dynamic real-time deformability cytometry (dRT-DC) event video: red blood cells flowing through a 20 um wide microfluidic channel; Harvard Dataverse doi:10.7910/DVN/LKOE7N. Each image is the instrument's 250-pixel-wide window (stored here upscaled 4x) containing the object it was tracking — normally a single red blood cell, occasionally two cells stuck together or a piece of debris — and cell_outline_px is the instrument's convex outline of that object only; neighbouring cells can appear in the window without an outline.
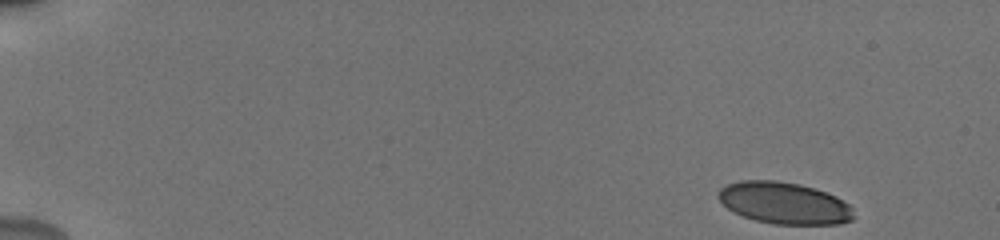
{"species": "human", "species_latin": "Homo sapiens", "temperature_condition": "cold", "stored_images_in_passage": 26, "camera_frame_rate_fps": 3000, "um_per_image_px": 0.085, "donor": {"sex": "male"}, "frame": {"image": 1, "passage_image": 1, "time_ms": 0.0, "image_size_px": [1000, 240], "cell_outline_px": [[856, 216], [852, 220], [840, 224], [772, 224], [756, 220], [744, 216], [728, 208], [720, 200], [716, 192], [720, 188], [728, 184], [740, 180], [776, 180], [800, 184], [836, 196], [848, 204], [852, 208]], "centroid_in_image_um": [66.67, 17.26], "position_along_channel_um": 18.3, "area_um2": 32.89}}
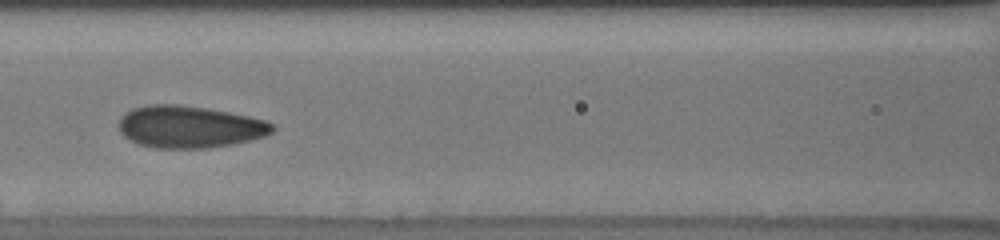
{"frame": {"image": 2, "passage_image": 16, "time_ms": 5.0, "image_size_px": [1000, 240], "cell_outline_px": [[276, 128], [272, 132], [264, 136], [232, 144], [208, 148], [152, 148], [136, 144], [124, 136], [120, 132], [120, 116], [124, 112], [132, 108], [148, 104], [180, 104], [208, 108], [248, 116], [264, 120], [272, 124]], "centroid_in_image_um": [16.06, 10.77], "position_along_channel_um": 150.5, "area_um2": 37.86}}
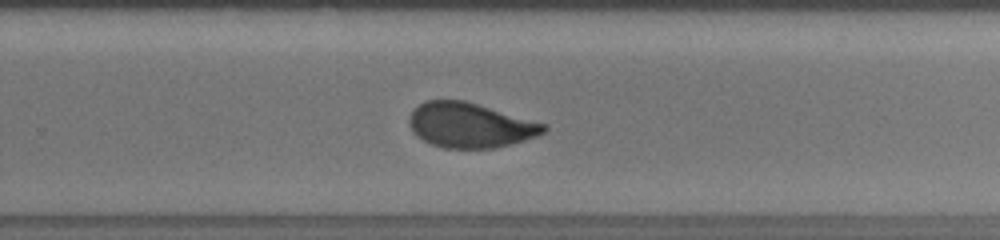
{"frame": {"image": 3, "passage_image": 24, "time_ms": 7.667, "image_size_px": [1000, 240], "cell_outline_px": [[548, 128], [544, 132], [536, 136], [524, 140], [492, 148], [444, 148], [432, 144], [416, 136], [412, 132], [408, 124], [408, 120], [412, 112], [424, 100], [464, 100], [548, 124]], "centroid_in_image_um": [39.95, 10.64], "position_along_channel_um": 289.9, "area_um2": 35.08}}